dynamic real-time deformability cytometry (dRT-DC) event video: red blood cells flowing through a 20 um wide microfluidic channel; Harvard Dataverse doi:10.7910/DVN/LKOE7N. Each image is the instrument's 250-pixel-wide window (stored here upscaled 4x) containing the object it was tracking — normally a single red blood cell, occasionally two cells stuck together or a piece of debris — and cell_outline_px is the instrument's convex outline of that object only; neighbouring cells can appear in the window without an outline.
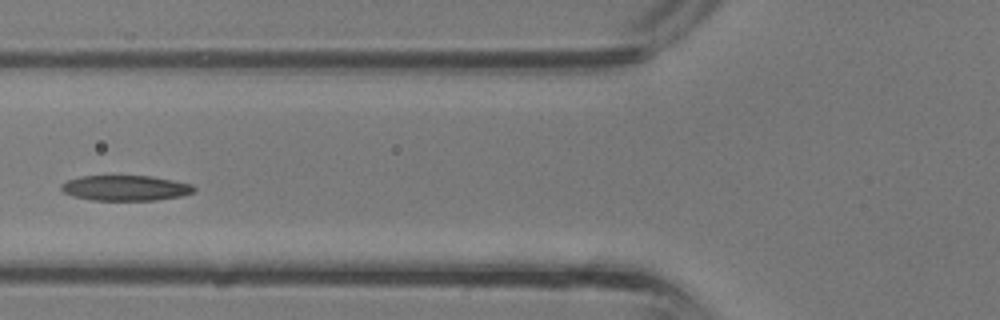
{"species": "common noctule bat (a hibernating species)", "species_latin": "Nyctalus noctula", "temperature_condition": "room temperature", "stored_images_in_passage": 27, "camera_frame_rate_fps": 3000, "um_per_image_px": 0.085, "animal": {"sex": "male", "body_mass_g": 13.3}, "frame": {"image": 1, "passage_image": 4, "time_ms": 1.0, "image_size_px": [1000, 320], "cell_outline_px": [[196, 188], [192, 192], [180, 196], [156, 200], [92, 200], [72, 196], [64, 192], [60, 188], [60, 184], [68, 180], [84, 176], [148, 176], [172, 180], [192, 184]], "centroid_in_image_um": [10.64, 15.98], "position_along_channel_um": 115.2, "area_um2": 19.42}}
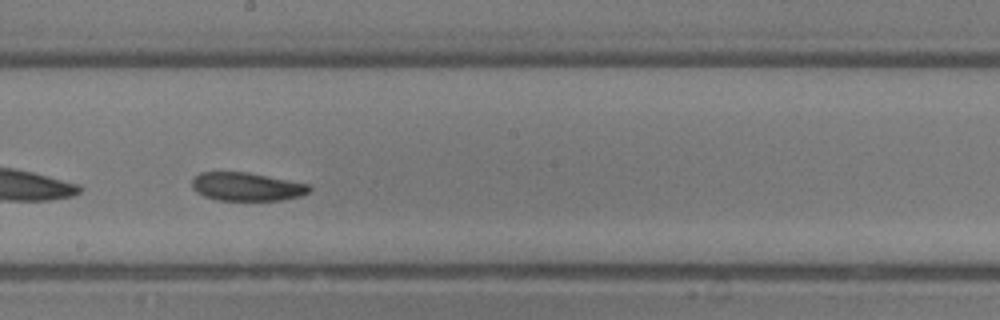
{"frame": {"image": 2, "passage_image": 10, "time_ms": 3.0, "image_size_px": [1000, 320], "cell_outline_px": [[312, 188], [308, 192], [300, 196], [280, 200], [216, 200], [204, 196], [196, 192], [192, 188], [192, 180], [200, 172], [248, 172], [308, 184]], "centroid_in_image_um": [20.94, 15.87], "position_along_channel_um": 227.3, "area_um2": 19.31}}
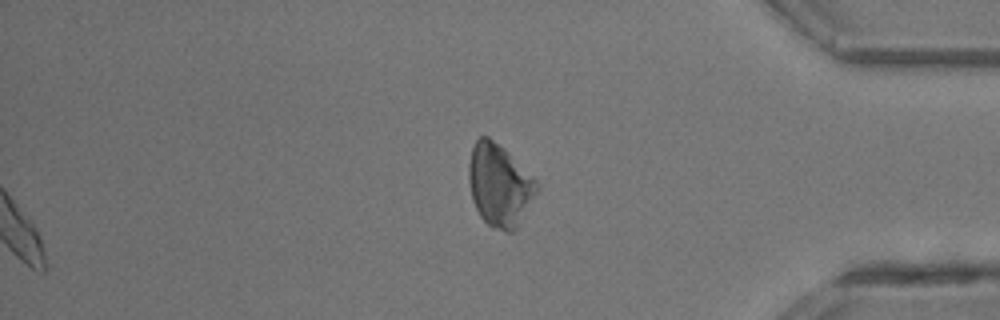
{"frame": {"image": 3, "passage_image": 27, "time_ms": 8.667, "image_size_px": [1000, 320], "cell_outline_px": [[540, 188], [516, 228], [512, 232], [504, 232], [488, 224], [480, 216], [472, 200], [468, 180], [468, 164], [472, 148], [476, 140], [480, 136], [488, 136], [504, 148], [540, 184]], "centroid_in_image_um": [42.45, 15.73], "position_along_channel_um": 392.8, "area_um2": 32.6}}